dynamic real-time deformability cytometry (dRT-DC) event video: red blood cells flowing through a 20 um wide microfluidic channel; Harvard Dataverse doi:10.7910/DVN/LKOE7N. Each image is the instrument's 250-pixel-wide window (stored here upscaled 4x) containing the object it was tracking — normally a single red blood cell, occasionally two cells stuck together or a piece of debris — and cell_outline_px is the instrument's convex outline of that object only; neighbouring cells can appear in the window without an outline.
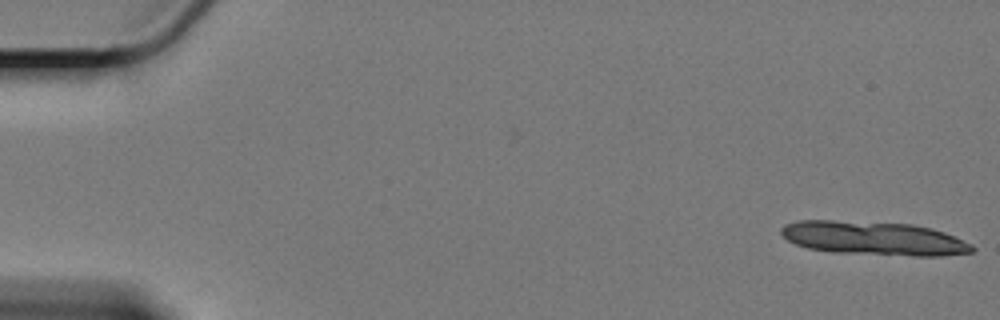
{"species": "Egyptian fruit bat (a non-hibernating species)", "species_latin": "Rousettus aegyptiacus", "temperature_condition": "cold", "stored_images_in_passage": 15, "camera_frame_rate_fps": 3000, "um_per_image_px": 0.085, "animal": {"sex": "female"}, "frame": {"image": 1, "passage_image": 1, "time_ms": 0.0, "image_size_px": [1000, 320], "cell_outline_px": [[976, 248], [972, 252], [940, 256], [916, 256], [832, 252], [808, 248], [796, 244], [788, 240], [780, 232], [780, 228], [784, 224], [796, 220], [832, 220], [912, 224], [944, 232], [972, 244]], "centroid_in_image_um": [74.25, 20.25], "position_along_channel_um": 10.8, "area_um2": 37.51}}